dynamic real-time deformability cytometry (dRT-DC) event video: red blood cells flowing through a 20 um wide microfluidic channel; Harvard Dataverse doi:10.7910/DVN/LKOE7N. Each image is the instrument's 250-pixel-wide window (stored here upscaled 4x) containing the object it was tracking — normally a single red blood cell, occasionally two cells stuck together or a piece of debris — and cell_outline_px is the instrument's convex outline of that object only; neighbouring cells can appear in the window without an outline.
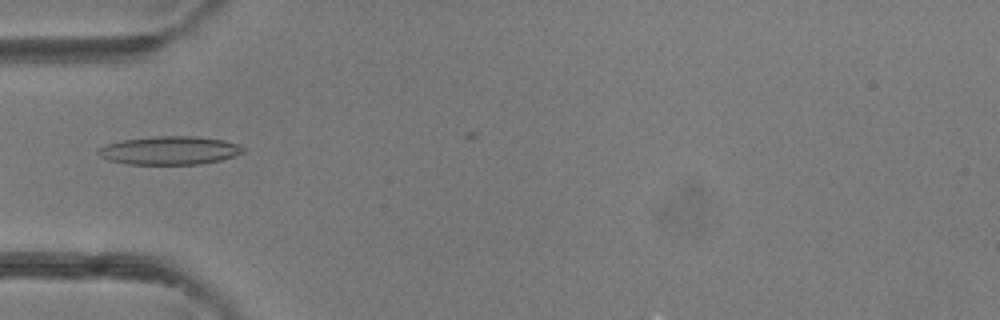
{"species": "common noctule bat (a hibernating species)", "species_latin": "Nyctalus noctula", "temperature_condition": "room temperature", "stored_images_in_passage": 3, "camera_frame_rate_fps": 3000, "um_per_image_px": 0.085, "animal": {"sex": "female"}, "frame": {"image": 1, "passage_image": 3, "time_ms": 2.333, "image_size_px": [1000, 320], "cell_outline_px": [[244, 152], [220, 160], [200, 164], [128, 164], [108, 160], [100, 156], [96, 152], [100, 148], [108, 144], [124, 140], [156, 136], [196, 136], [224, 140], [240, 144], [244, 148]], "centroid_in_image_um": [14.44, 12.78], "position_along_channel_um": 70.6, "area_um2": 23.81}}